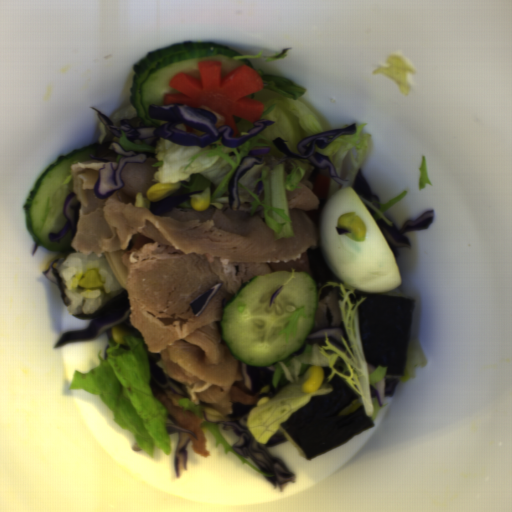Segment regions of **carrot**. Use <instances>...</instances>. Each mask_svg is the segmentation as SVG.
I'll return each mask as SVG.
<instances>
[{
	"instance_id": "obj_1",
	"label": "carrot",
	"mask_w": 512,
	"mask_h": 512,
	"mask_svg": "<svg viewBox=\"0 0 512 512\" xmlns=\"http://www.w3.org/2000/svg\"><path fill=\"white\" fill-rule=\"evenodd\" d=\"M199 77L178 72L169 81L177 93L165 94L164 105L191 108L207 106L224 117L222 126L233 129L232 137H240L234 116L255 124L264 113L263 102L246 97L260 92L265 84L257 71L247 65L234 68L223 76L222 61H200Z\"/></svg>"
},
{
	"instance_id": "obj_2",
	"label": "carrot",
	"mask_w": 512,
	"mask_h": 512,
	"mask_svg": "<svg viewBox=\"0 0 512 512\" xmlns=\"http://www.w3.org/2000/svg\"><path fill=\"white\" fill-rule=\"evenodd\" d=\"M319 199H327L330 194V178L322 174H318L313 182L311 191Z\"/></svg>"
},
{
	"instance_id": "obj_3",
	"label": "carrot",
	"mask_w": 512,
	"mask_h": 512,
	"mask_svg": "<svg viewBox=\"0 0 512 512\" xmlns=\"http://www.w3.org/2000/svg\"><path fill=\"white\" fill-rule=\"evenodd\" d=\"M184 126H185V129H186L187 132H189L191 134H194L196 132V129H194V127H191V126L186 125V124H184Z\"/></svg>"
}]
</instances>
